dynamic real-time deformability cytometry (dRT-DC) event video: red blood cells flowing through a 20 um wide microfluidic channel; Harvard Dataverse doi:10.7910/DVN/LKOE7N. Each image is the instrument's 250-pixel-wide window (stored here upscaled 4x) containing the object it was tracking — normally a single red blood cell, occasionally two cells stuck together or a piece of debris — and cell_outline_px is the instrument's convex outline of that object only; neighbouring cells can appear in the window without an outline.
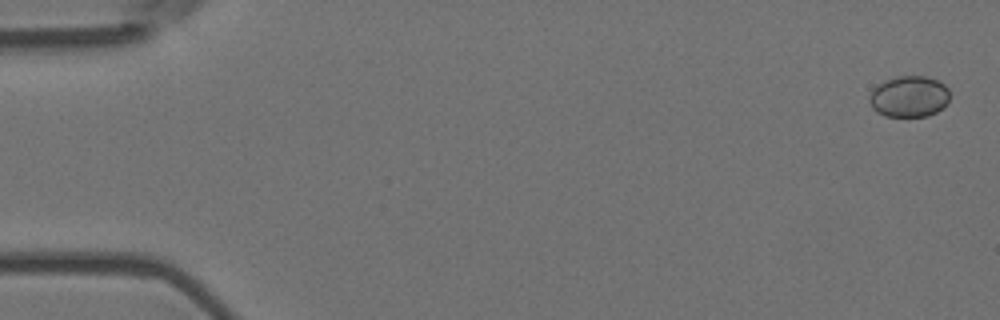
{"species": "Egyptian fruit bat (a non-hibernating species)", "species_latin": "Rousettus aegyptiacus", "temperature_condition": "room temperature", "stored_images_in_passage": 56, "camera_frame_rate_fps": 3000, "um_per_image_px": 0.085, "animal": {"sex": "female"}, "frame": {"image": 1, "passage_image": 2, "time_ms": 0.333, "image_size_px": [1000, 320], "cell_outline_px": [[948, 100], [936, 112], [928, 116], [884, 116], [876, 112], [872, 108], [868, 100], [868, 96], [880, 84], [896, 76], [928, 76], [944, 84], [948, 88]], "centroid_in_image_um": [77.25, 8.21], "position_along_channel_um": 7.7, "area_um2": 19.07}}
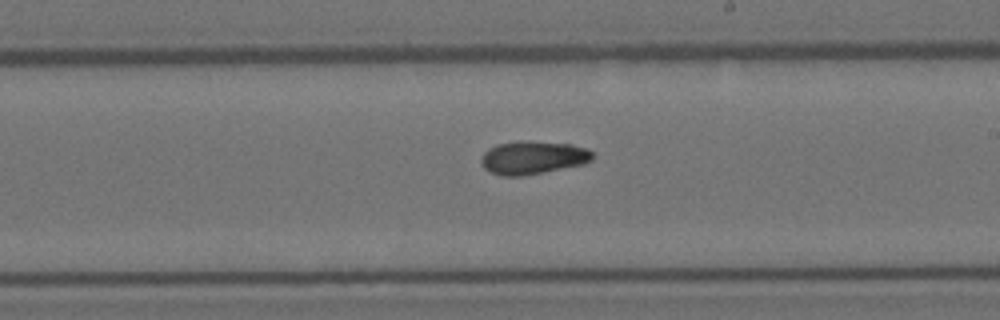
{"frame": {"image": 2, "passage_image": 33, "time_ms": 10.667, "image_size_px": [1000, 320], "cell_outline_px": [[596, 156], [592, 160], [584, 164], [544, 172], [520, 176], [500, 176], [484, 168], [480, 164], [480, 160], [484, 152], [488, 148], [496, 144], [528, 140], [572, 144], [588, 148]], "centroid_in_image_um": [45.32, 13.39], "position_along_channel_um": 243.7, "area_um2": 21.85}}
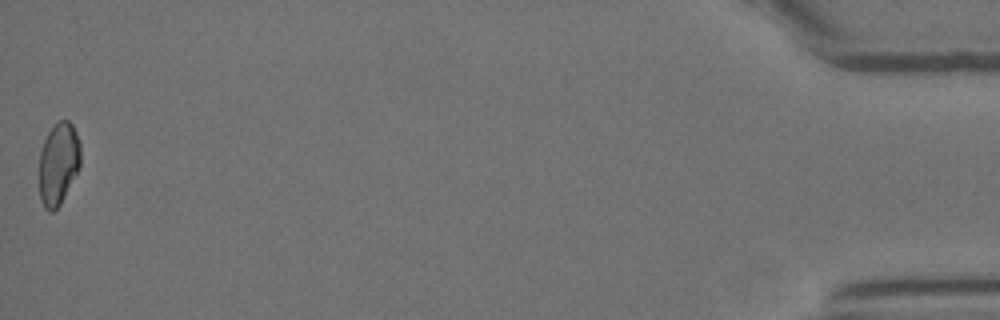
{"frame": {"image": 3, "passage_image": 56, "time_ms": 18.333, "image_size_px": [1000, 320], "cell_outline_px": [[80, 168], [60, 204], [52, 212], [48, 212], [44, 208], [40, 200], [40, 152], [44, 140], [48, 132], [60, 120], [68, 120], [72, 124], [80, 140]], "centroid_in_image_um": [4.98, 13.92], "position_along_channel_um": 430.2, "area_um2": 19.83}, "authors_computed_cell_mechanics": {"area_um2": 20.3745, "velocity_mm_per_s": 3.6751, "shape_relaxation_time_tau1_ms": 8.6617, "shape_relaxation_time_tau2_ms": 6.4086, "deformation_change_tau1": 0.1789, "deformation_change_tau2": 0.0644}}